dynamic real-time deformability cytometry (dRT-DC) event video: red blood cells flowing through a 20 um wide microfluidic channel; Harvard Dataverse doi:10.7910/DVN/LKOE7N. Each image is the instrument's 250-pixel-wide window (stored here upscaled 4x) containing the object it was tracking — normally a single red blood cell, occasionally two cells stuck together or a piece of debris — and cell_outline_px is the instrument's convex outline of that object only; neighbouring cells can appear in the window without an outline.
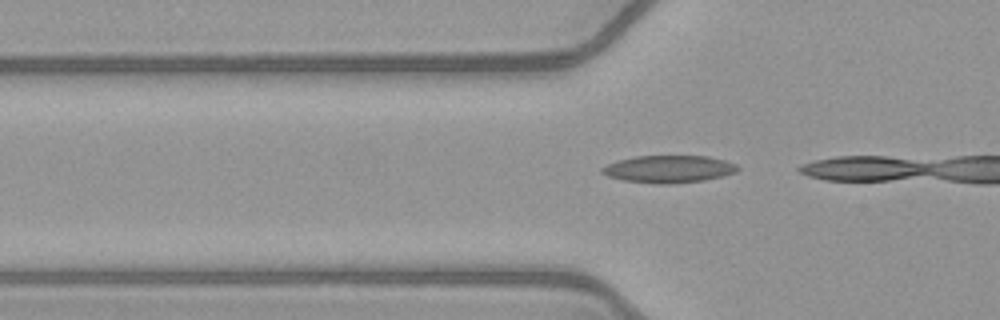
{"species": "common noctule bat (a hibernating species)", "species_latin": "Nyctalus noctula", "temperature_condition": "warm", "stored_images_in_passage": 4, "camera_frame_rate_fps": 3000, "um_per_image_px": 0.085, "animal": {"sex": "female", "body_mass_g": 21.9}, "frame": {"image": 1, "passage_image": 2, "time_ms": 0.333, "image_size_px": [1000, 320], "cell_outline_px": [[740, 168], [736, 172], [704, 180], [668, 184], [660, 184], [624, 180], [608, 176], [600, 172], [600, 168], [616, 160], [636, 156], [708, 156], [724, 160], [736, 164]], "centroid_in_image_um": [56.82, 14.36], "position_along_channel_um": 69.0, "area_um2": 21.5}}